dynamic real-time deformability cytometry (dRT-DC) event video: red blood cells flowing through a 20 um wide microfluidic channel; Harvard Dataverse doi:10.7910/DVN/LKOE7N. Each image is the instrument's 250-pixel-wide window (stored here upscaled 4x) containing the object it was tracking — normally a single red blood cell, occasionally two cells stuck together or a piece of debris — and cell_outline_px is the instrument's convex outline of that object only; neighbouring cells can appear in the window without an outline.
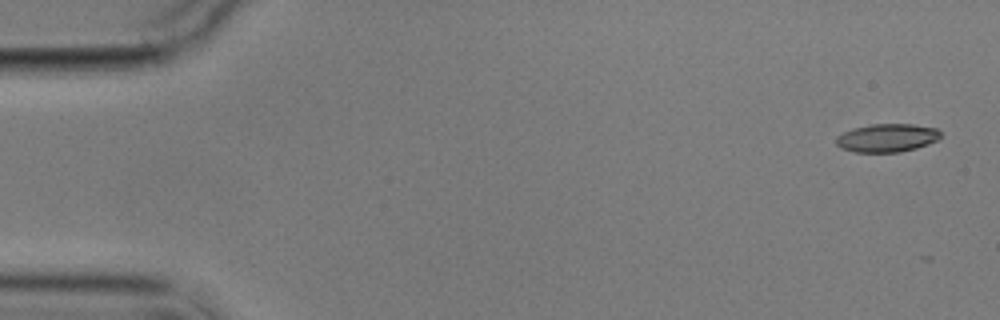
{"species": "common noctule bat (a hibernating species)", "species_latin": "Nyctalus noctula", "temperature_condition": "cold", "stored_images_in_passage": 6, "camera_frame_rate_fps": 3000, "um_per_image_px": 0.085, "animal": {"sex": "male", "body_mass_g": 17.9}, "frame": {"image": 1, "passage_image": 1, "time_ms": 0.0, "image_size_px": [1000, 320], "cell_outline_px": [[940, 136], [936, 140], [928, 144], [916, 148], [900, 152], [856, 152], [840, 148], [836, 144], [836, 136], [852, 128], [872, 124], [912, 124], [936, 128], [940, 132]], "centroid_in_image_um": [75.37, 11.72], "position_along_channel_um": 9.6, "area_um2": 17.17}}
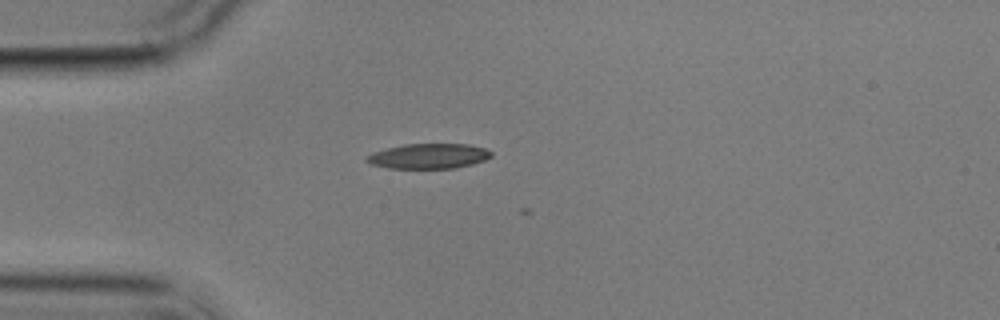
{"frame": {"image": 2, "passage_image": 4, "time_ms": 4.333, "image_size_px": [1000, 320], "cell_outline_px": [[492, 156], [484, 160], [472, 164], [456, 168], [388, 168], [368, 164], [364, 160], [364, 156], [372, 152], [404, 144], [468, 144], [484, 148], [492, 152]], "centroid_in_image_um": [36.38, 13.27], "position_along_channel_um": 48.6, "area_um2": 18.32}}